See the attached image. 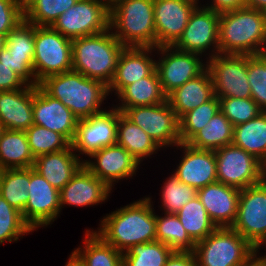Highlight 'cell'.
Returning a JSON list of instances; mask_svg holds the SVG:
<instances>
[{
	"mask_svg": "<svg viewBox=\"0 0 266 266\" xmlns=\"http://www.w3.org/2000/svg\"><path fill=\"white\" fill-rule=\"evenodd\" d=\"M34 161L25 131L3 129L0 134V169L30 168Z\"/></svg>",
	"mask_w": 266,
	"mask_h": 266,
	"instance_id": "obj_30",
	"label": "cell"
},
{
	"mask_svg": "<svg viewBox=\"0 0 266 266\" xmlns=\"http://www.w3.org/2000/svg\"><path fill=\"white\" fill-rule=\"evenodd\" d=\"M27 85L16 72L0 62V91L18 90Z\"/></svg>",
	"mask_w": 266,
	"mask_h": 266,
	"instance_id": "obj_46",
	"label": "cell"
},
{
	"mask_svg": "<svg viewBox=\"0 0 266 266\" xmlns=\"http://www.w3.org/2000/svg\"><path fill=\"white\" fill-rule=\"evenodd\" d=\"M232 144L263 164L266 161V111L252 120L234 126Z\"/></svg>",
	"mask_w": 266,
	"mask_h": 266,
	"instance_id": "obj_32",
	"label": "cell"
},
{
	"mask_svg": "<svg viewBox=\"0 0 266 266\" xmlns=\"http://www.w3.org/2000/svg\"><path fill=\"white\" fill-rule=\"evenodd\" d=\"M39 86L51 97L60 100L80 119L105 111L101 108L109 96L108 86L76 71L46 77Z\"/></svg>",
	"mask_w": 266,
	"mask_h": 266,
	"instance_id": "obj_2",
	"label": "cell"
},
{
	"mask_svg": "<svg viewBox=\"0 0 266 266\" xmlns=\"http://www.w3.org/2000/svg\"><path fill=\"white\" fill-rule=\"evenodd\" d=\"M215 97L210 72L206 69L198 77L185 82L167 95V102L180 119L190 110L195 109Z\"/></svg>",
	"mask_w": 266,
	"mask_h": 266,
	"instance_id": "obj_27",
	"label": "cell"
},
{
	"mask_svg": "<svg viewBox=\"0 0 266 266\" xmlns=\"http://www.w3.org/2000/svg\"><path fill=\"white\" fill-rule=\"evenodd\" d=\"M31 232L34 231L24 221L22 213L0 195V245L5 242H16L19 237Z\"/></svg>",
	"mask_w": 266,
	"mask_h": 266,
	"instance_id": "obj_42",
	"label": "cell"
},
{
	"mask_svg": "<svg viewBox=\"0 0 266 266\" xmlns=\"http://www.w3.org/2000/svg\"><path fill=\"white\" fill-rule=\"evenodd\" d=\"M111 108L78 121L71 145L79 157L80 154L89 157L95 151L116 144L119 110Z\"/></svg>",
	"mask_w": 266,
	"mask_h": 266,
	"instance_id": "obj_15",
	"label": "cell"
},
{
	"mask_svg": "<svg viewBox=\"0 0 266 266\" xmlns=\"http://www.w3.org/2000/svg\"><path fill=\"white\" fill-rule=\"evenodd\" d=\"M162 186L161 207L164 213L176 214L186 203L197 196L198 190L182 183L173 173Z\"/></svg>",
	"mask_w": 266,
	"mask_h": 266,
	"instance_id": "obj_39",
	"label": "cell"
},
{
	"mask_svg": "<svg viewBox=\"0 0 266 266\" xmlns=\"http://www.w3.org/2000/svg\"><path fill=\"white\" fill-rule=\"evenodd\" d=\"M7 36L0 34V52L6 47Z\"/></svg>",
	"mask_w": 266,
	"mask_h": 266,
	"instance_id": "obj_52",
	"label": "cell"
},
{
	"mask_svg": "<svg viewBox=\"0 0 266 266\" xmlns=\"http://www.w3.org/2000/svg\"><path fill=\"white\" fill-rule=\"evenodd\" d=\"M155 47H125L119 57L108 92L117 96L126 86L150 76L156 70Z\"/></svg>",
	"mask_w": 266,
	"mask_h": 266,
	"instance_id": "obj_23",
	"label": "cell"
},
{
	"mask_svg": "<svg viewBox=\"0 0 266 266\" xmlns=\"http://www.w3.org/2000/svg\"><path fill=\"white\" fill-rule=\"evenodd\" d=\"M247 78L251 98L266 111V63L258 55H247Z\"/></svg>",
	"mask_w": 266,
	"mask_h": 266,
	"instance_id": "obj_44",
	"label": "cell"
},
{
	"mask_svg": "<svg viewBox=\"0 0 266 266\" xmlns=\"http://www.w3.org/2000/svg\"><path fill=\"white\" fill-rule=\"evenodd\" d=\"M262 180L266 183V161L263 163Z\"/></svg>",
	"mask_w": 266,
	"mask_h": 266,
	"instance_id": "obj_54",
	"label": "cell"
},
{
	"mask_svg": "<svg viewBox=\"0 0 266 266\" xmlns=\"http://www.w3.org/2000/svg\"><path fill=\"white\" fill-rule=\"evenodd\" d=\"M156 50V54H161L156 60V71L166 95L207 69V62L200 59L203 57L200 54L182 51L174 46H160Z\"/></svg>",
	"mask_w": 266,
	"mask_h": 266,
	"instance_id": "obj_13",
	"label": "cell"
},
{
	"mask_svg": "<svg viewBox=\"0 0 266 266\" xmlns=\"http://www.w3.org/2000/svg\"><path fill=\"white\" fill-rule=\"evenodd\" d=\"M29 198L23 210L24 221L36 231L49 226L61 213L59 191L30 167Z\"/></svg>",
	"mask_w": 266,
	"mask_h": 266,
	"instance_id": "obj_16",
	"label": "cell"
},
{
	"mask_svg": "<svg viewBox=\"0 0 266 266\" xmlns=\"http://www.w3.org/2000/svg\"><path fill=\"white\" fill-rule=\"evenodd\" d=\"M233 132L234 125L219 111L186 143L197 149L215 151L232 144Z\"/></svg>",
	"mask_w": 266,
	"mask_h": 266,
	"instance_id": "obj_33",
	"label": "cell"
},
{
	"mask_svg": "<svg viewBox=\"0 0 266 266\" xmlns=\"http://www.w3.org/2000/svg\"><path fill=\"white\" fill-rule=\"evenodd\" d=\"M164 266H197L194 252L174 251Z\"/></svg>",
	"mask_w": 266,
	"mask_h": 266,
	"instance_id": "obj_48",
	"label": "cell"
},
{
	"mask_svg": "<svg viewBox=\"0 0 266 266\" xmlns=\"http://www.w3.org/2000/svg\"><path fill=\"white\" fill-rule=\"evenodd\" d=\"M220 111L217 96L208 102L190 110L179 119L180 140L186 143L196 132L202 129L211 118Z\"/></svg>",
	"mask_w": 266,
	"mask_h": 266,
	"instance_id": "obj_41",
	"label": "cell"
},
{
	"mask_svg": "<svg viewBox=\"0 0 266 266\" xmlns=\"http://www.w3.org/2000/svg\"><path fill=\"white\" fill-rule=\"evenodd\" d=\"M265 41L263 11L244 7L220 14V54L257 55Z\"/></svg>",
	"mask_w": 266,
	"mask_h": 266,
	"instance_id": "obj_5",
	"label": "cell"
},
{
	"mask_svg": "<svg viewBox=\"0 0 266 266\" xmlns=\"http://www.w3.org/2000/svg\"><path fill=\"white\" fill-rule=\"evenodd\" d=\"M112 189L93 175L84 165L59 191L60 209L66 206L88 207L101 204L109 199Z\"/></svg>",
	"mask_w": 266,
	"mask_h": 266,
	"instance_id": "obj_22",
	"label": "cell"
},
{
	"mask_svg": "<svg viewBox=\"0 0 266 266\" xmlns=\"http://www.w3.org/2000/svg\"><path fill=\"white\" fill-rule=\"evenodd\" d=\"M266 246V241L257 249V257L264 263V265L266 266V255L264 254V256H259V250L261 249V247Z\"/></svg>",
	"mask_w": 266,
	"mask_h": 266,
	"instance_id": "obj_53",
	"label": "cell"
},
{
	"mask_svg": "<svg viewBox=\"0 0 266 266\" xmlns=\"http://www.w3.org/2000/svg\"><path fill=\"white\" fill-rule=\"evenodd\" d=\"M78 118L60 100L33 86V124L61 134L70 144L76 135Z\"/></svg>",
	"mask_w": 266,
	"mask_h": 266,
	"instance_id": "obj_20",
	"label": "cell"
},
{
	"mask_svg": "<svg viewBox=\"0 0 266 266\" xmlns=\"http://www.w3.org/2000/svg\"><path fill=\"white\" fill-rule=\"evenodd\" d=\"M194 254L197 266H245L257 250L231 227H219L196 243Z\"/></svg>",
	"mask_w": 266,
	"mask_h": 266,
	"instance_id": "obj_6",
	"label": "cell"
},
{
	"mask_svg": "<svg viewBox=\"0 0 266 266\" xmlns=\"http://www.w3.org/2000/svg\"><path fill=\"white\" fill-rule=\"evenodd\" d=\"M83 165L111 189L119 180L133 178L141 166L136 159L119 144L104 147L92 153ZM138 169V170H137Z\"/></svg>",
	"mask_w": 266,
	"mask_h": 266,
	"instance_id": "obj_19",
	"label": "cell"
},
{
	"mask_svg": "<svg viewBox=\"0 0 266 266\" xmlns=\"http://www.w3.org/2000/svg\"><path fill=\"white\" fill-rule=\"evenodd\" d=\"M25 133L31 152L35 158L65 150L71 145L61 134L43 126L33 124Z\"/></svg>",
	"mask_w": 266,
	"mask_h": 266,
	"instance_id": "obj_40",
	"label": "cell"
},
{
	"mask_svg": "<svg viewBox=\"0 0 266 266\" xmlns=\"http://www.w3.org/2000/svg\"><path fill=\"white\" fill-rule=\"evenodd\" d=\"M14 1L18 2L22 7H24L29 2V0H14Z\"/></svg>",
	"mask_w": 266,
	"mask_h": 266,
	"instance_id": "obj_56",
	"label": "cell"
},
{
	"mask_svg": "<svg viewBox=\"0 0 266 266\" xmlns=\"http://www.w3.org/2000/svg\"><path fill=\"white\" fill-rule=\"evenodd\" d=\"M84 160L79 158L70 145L65 150L38 156L33 169L60 191L80 169Z\"/></svg>",
	"mask_w": 266,
	"mask_h": 266,
	"instance_id": "obj_26",
	"label": "cell"
},
{
	"mask_svg": "<svg viewBox=\"0 0 266 266\" xmlns=\"http://www.w3.org/2000/svg\"><path fill=\"white\" fill-rule=\"evenodd\" d=\"M24 20L23 7L14 0H0V34L7 36Z\"/></svg>",
	"mask_w": 266,
	"mask_h": 266,
	"instance_id": "obj_45",
	"label": "cell"
},
{
	"mask_svg": "<svg viewBox=\"0 0 266 266\" xmlns=\"http://www.w3.org/2000/svg\"><path fill=\"white\" fill-rule=\"evenodd\" d=\"M116 143L129 152L141 164L144 158L151 157L160 147L145 133L119 111Z\"/></svg>",
	"mask_w": 266,
	"mask_h": 266,
	"instance_id": "obj_31",
	"label": "cell"
},
{
	"mask_svg": "<svg viewBox=\"0 0 266 266\" xmlns=\"http://www.w3.org/2000/svg\"><path fill=\"white\" fill-rule=\"evenodd\" d=\"M156 240L173 251L194 252L196 243L189 237L176 214L156 215Z\"/></svg>",
	"mask_w": 266,
	"mask_h": 266,
	"instance_id": "obj_36",
	"label": "cell"
},
{
	"mask_svg": "<svg viewBox=\"0 0 266 266\" xmlns=\"http://www.w3.org/2000/svg\"><path fill=\"white\" fill-rule=\"evenodd\" d=\"M199 0H154L156 47L173 46L182 36Z\"/></svg>",
	"mask_w": 266,
	"mask_h": 266,
	"instance_id": "obj_18",
	"label": "cell"
},
{
	"mask_svg": "<svg viewBox=\"0 0 266 266\" xmlns=\"http://www.w3.org/2000/svg\"><path fill=\"white\" fill-rule=\"evenodd\" d=\"M123 114L143 129L160 148L176 147L181 143L179 118L167 101L130 107Z\"/></svg>",
	"mask_w": 266,
	"mask_h": 266,
	"instance_id": "obj_9",
	"label": "cell"
},
{
	"mask_svg": "<svg viewBox=\"0 0 266 266\" xmlns=\"http://www.w3.org/2000/svg\"><path fill=\"white\" fill-rule=\"evenodd\" d=\"M118 105H113L120 112L135 106L156 105L167 101L157 71L150 76L126 86L118 95Z\"/></svg>",
	"mask_w": 266,
	"mask_h": 266,
	"instance_id": "obj_29",
	"label": "cell"
},
{
	"mask_svg": "<svg viewBox=\"0 0 266 266\" xmlns=\"http://www.w3.org/2000/svg\"><path fill=\"white\" fill-rule=\"evenodd\" d=\"M220 111L234 125L245 123L257 117L263 110L252 98H218Z\"/></svg>",
	"mask_w": 266,
	"mask_h": 266,
	"instance_id": "obj_43",
	"label": "cell"
},
{
	"mask_svg": "<svg viewBox=\"0 0 266 266\" xmlns=\"http://www.w3.org/2000/svg\"><path fill=\"white\" fill-rule=\"evenodd\" d=\"M209 218L219 227H232L237 217L240 189L215 182L198 190Z\"/></svg>",
	"mask_w": 266,
	"mask_h": 266,
	"instance_id": "obj_24",
	"label": "cell"
},
{
	"mask_svg": "<svg viewBox=\"0 0 266 266\" xmlns=\"http://www.w3.org/2000/svg\"><path fill=\"white\" fill-rule=\"evenodd\" d=\"M263 13H264V18L266 20V8L263 10Z\"/></svg>",
	"mask_w": 266,
	"mask_h": 266,
	"instance_id": "obj_57",
	"label": "cell"
},
{
	"mask_svg": "<svg viewBox=\"0 0 266 266\" xmlns=\"http://www.w3.org/2000/svg\"><path fill=\"white\" fill-rule=\"evenodd\" d=\"M215 96L251 98L247 78V55L218 54L206 60Z\"/></svg>",
	"mask_w": 266,
	"mask_h": 266,
	"instance_id": "obj_12",
	"label": "cell"
},
{
	"mask_svg": "<svg viewBox=\"0 0 266 266\" xmlns=\"http://www.w3.org/2000/svg\"><path fill=\"white\" fill-rule=\"evenodd\" d=\"M220 14L199 5L191 14L182 36L173 45L176 49L203 55L206 60L220 54ZM212 48V49H211Z\"/></svg>",
	"mask_w": 266,
	"mask_h": 266,
	"instance_id": "obj_14",
	"label": "cell"
},
{
	"mask_svg": "<svg viewBox=\"0 0 266 266\" xmlns=\"http://www.w3.org/2000/svg\"><path fill=\"white\" fill-rule=\"evenodd\" d=\"M124 48L110 28L72 39V70L109 86Z\"/></svg>",
	"mask_w": 266,
	"mask_h": 266,
	"instance_id": "obj_3",
	"label": "cell"
},
{
	"mask_svg": "<svg viewBox=\"0 0 266 266\" xmlns=\"http://www.w3.org/2000/svg\"><path fill=\"white\" fill-rule=\"evenodd\" d=\"M78 0H29L23 7L24 20L35 26H52Z\"/></svg>",
	"mask_w": 266,
	"mask_h": 266,
	"instance_id": "obj_38",
	"label": "cell"
},
{
	"mask_svg": "<svg viewBox=\"0 0 266 266\" xmlns=\"http://www.w3.org/2000/svg\"><path fill=\"white\" fill-rule=\"evenodd\" d=\"M33 71L39 84L46 77L72 70V40L51 26H35Z\"/></svg>",
	"mask_w": 266,
	"mask_h": 266,
	"instance_id": "obj_7",
	"label": "cell"
},
{
	"mask_svg": "<svg viewBox=\"0 0 266 266\" xmlns=\"http://www.w3.org/2000/svg\"><path fill=\"white\" fill-rule=\"evenodd\" d=\"M176 147L182 149L183 155L174 174L182 183L199 190L217 182L216 155L213 150L197 149L187 143H180Z\"/></svg>",
	"mask_w": 266,
	"mask_h": 266,
	"instance_id": "obj_21",
	"label": "cell"
},
{
	"mask_svg": "<svg viewBox=\"0 0 266 266\" xmlns=\"http://www.w3.org/2000/svg\"><path fill=\"white\" fill-rule=\"evenodd\" d=\"M246 7L263 11L266 8V0H247Z\"/></svg>",
	"mask_w": 266,
	"mask_h": 266,
	"instance_id": "obj_49",
	"label": "cell"
},
{
	"mask_svg": "<svg viewBox=\"0 0 266 266\" xmlns=\"http://www.w3.org/2000/svg\"><path fill=\"white\" fill-rule=\"evenodd\" d=\"M0 123L3 129L18 131L33 125V85L0 91Z\"/></svg>",
	"mask_w": 266,
	"mask_h": 266,
	"instance_id": "obj_25",
	"label": "cell"
},
{
	"mask_svg": "<svg viewBox=\"0 0 266 266\" xmlns=\"http://www.w3.org/2000/svg\"><path fill=\"white\" fill-rule=\"evenodd\" d=\"M2 131H3V127H2V125L0 123V134L2 133Z\"/></svg>",
	"mask_w": 266,
	"mask_h": 266,
	"instance_id": "obj_58",
	"label": "cell"
},
{
	"mask_svg": "<svg viewBox=\"0 0 266 266\" xmlns=\"http://www.w3.org/2000/svg\"><path fill=\"white\" fill-rule=\"evenodd\" d=\"M30 188V168L0 169V195L23 213Z\"/></svg>",
	"mask_w": 266,
	"mask_h": 266,
	"instance_id": "obj_34",
	"label": "cell"
},
{
	"mask_svg": "<svg viewBox=\"0 0 266 266\" xmlns=\"http://www.w3.org/2000/svg\"><path fill=\"white\" fill-rule=\"evenodd\" d=\"M151 199L144 196L106 214L94 232L121 253L133 245L155 241L156 213Z\"/></svg>",
	"mask_w": 266,
	"mask_h": 266,
	"instance_id": "obj_1",
	"label": "cell"
},
{
	"mask_svg": "<svg viewBox=\"0 0 266 266\" xmlns=\"http://www.w3.org/2000/svg\"><path fill=\"white\" fill-rule=\"evenodd\" d=\"M109 28L125 47L156 48L154 0H111Z\"/></svg>",
	"mask_w": 266,
	"mask_h": 266,
	"instance_id": "obj_4",
	"label": "cell"
},
{
	"mask_svg": "<svg viewBox=\"0 0 266 266\" xmlns=\"http://www.w3.org/2000/svg\"><path fill=\"white\" fill-rule=\"evenodd\" d=\"M109 17V0H78L51 27L72 40L105 32Z\"/></svg>",
	"mask_w": 266,
	"mask_h": 266,
	"instance_id": "obj_8",
	"label": "cell"
},
{
	"mask_svg": "<svg viewBox=\"0 0 266 266\" xmlns=\"http://www.w3.org/2000/svg\"><path fill=\"white\" fill-rule=\"evenodd\" d=\"M65 266H77L74 261L69 257L68 261L66 262Z\"/></svg>",
	"mask_w": 266,
	"mask_h": 266,
	"instance_id": "obj_55",
	"label": "cell"
},
{
	"mask_svg": "<svg viewBox=\"0 0 266 266\" xmlns=\"http://www.w3.org/2000/svg\"><path fill=\"white\" fill-rule=\"evenodd\" d=\"M245 266H265L264 263L256 256Z\"/></svg>",
	"mask_w": 266,
	"mask_h": 266,
	"instance_id": "obj_51",
	"label": "cell"
},
{
	"mask_svg": "<svg viewBox=\"0 0 266 266\" xmlns=\"http://www.w3.org/2000/svg\"><path fill=\"white\" fill-rule=\"evenodd\" d=\"M176 215L195 243L205 239L217 228L198 196L186 203Z\"/></svg>",
	"mask_w": 266,
	"mask_h": 266,
	"instance_id": "obj_35",
	"label": "cell"
},
{
	"mask_svg": "<svg viewBox=\"0 0 266 266\" xmlns=\"http://www.w3.org/2000/svg\"><path fill=\"white\" fill-rule=\"evenodd\" d=\"M35 25L23 20L7 34L6 47L0 52V62L10 67L28 85L37 86L33 71Z\"/></svg>",
	"mask_w": 266,
	"mask_h": 266,
	"instance_id": "obj_17",
	"label": "cell"
},
{
	"mask_svg": "<svg viewBox=\"0 0 266 266\" xmlns=\"http://www.w3.org/2000/svg\"><path fill=\"white\" fill-rule=\"evenodd\" d=\"M207 5V6H206ZM247 0H211L207 4H203L205 8L213 10L218 14L234 11L246 7Z\"/></svg>",
	"mask_w": 266,
	"mask_h": 266,
	"instance_id": "obj_47",
	"label": "cell"
},
{
	"mask_svg": "<svg viewBox=\"0 0 266 266\" xmlns=\"http://www.w3.org/2000/svg\"><path fill=\"white\" fill-rule=\"evenodd\" d=\"M256 250L266 241V183L240 190L237 217L231 227Z\"/></svg>",
	"mask_w": 266,
	"mask_h": 266,
	"instance_id": "obj_10",
	"label": "cell"
},
{
	"mask_svg": "<svg viewBox=\"0 0 266 266\" xmlns=\"http://www.w3.org/2000/svg\"><path fill=\"white\" fill-rule=\"evenodd\" d=\"M259 58L266 63V41L264 42L263 46L260 48L258 54Z\"/></svg>",
	"mask_w": 266,
	"mask_h": 266,
	"instance_id": "obj_50",
	"label": "cell"
},
{
	"mask_svg": "<svg viewBox=\"0 0 266 266\" xmlns=\"http://www.w3.org/2000/svg\"><path fill=\"white\" fill-rule=\"evenodd\" d=\"M173 252L157 240L136 244L123 253V266H164Z\"/></svg>",
	"mask_w": 266,
	"mask_h": 266,
	"instance_id": "obj_37",
	"label": "cell"
},
{
	"mask_svg": "<svg viewBox=\"0 0 266 266\" xmlns=\"http://www.w3.org/2000/svg\"><path fill=\"white\" fill-rule=\"evenodd\" d=\"M90 230L84 233L83 248H75L69 255L74 263L77 266H123V253Z\"/></svg>",
	"mask_w": 266,
	"mask_h": 266,
	"instance_id": "obj_28",
	"label": "cell"
},
{
	"mask_svg": "<svg viewBox=\"0 0 266 266\" xmlns=\"http://www.w3.org/2000/svg\"><path fill=\"white\" fill-rule=\"evenodd\" d=\"M214 152L217 182L241 190L262 181L263 164L242 148L230 144Z\"/></svg>",
	"mask_w": 266,
	"mask_h": 266,
	"instance_id": "obj_11",
	"label": "cell"
}]
</instances>
